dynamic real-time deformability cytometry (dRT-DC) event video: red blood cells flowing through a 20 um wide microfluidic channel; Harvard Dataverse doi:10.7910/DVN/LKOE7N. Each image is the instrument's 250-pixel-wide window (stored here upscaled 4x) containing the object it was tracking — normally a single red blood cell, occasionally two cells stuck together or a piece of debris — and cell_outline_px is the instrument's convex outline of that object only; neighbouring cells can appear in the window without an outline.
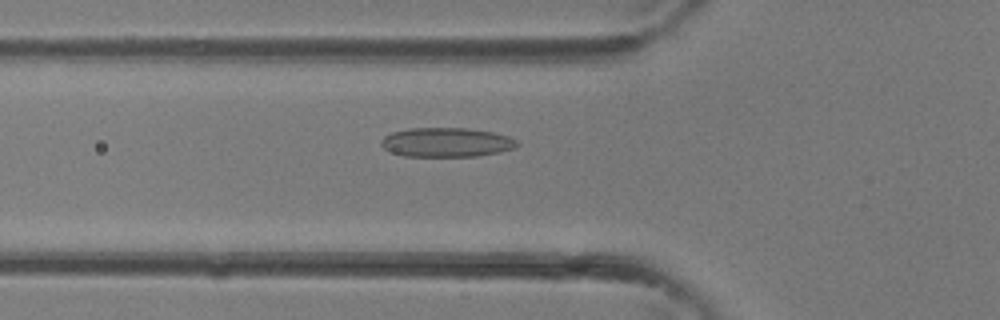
{"species": "common noctule bat (a hibernating species)", "species_latin": "Nyctalus noctula", "temperature_condition": "room temperature", "stored_images_in_passage": 33, "camera_frame_rate_fps": 3000, "um_per_image_px": 0.085, "animal": {"sex": "female"}, "frame": {"image": 1, "passage_image": 13, "time_ms": 4.0, "image_size_px": [1000, 320], "cell_outline_px": [[520, 144], [516, 148], [500, 152], [476, 156], [404, 156], [392, 152], [384, 148], [380, 144], [380, 140], [384, 136], [392, 132], [408, 128], [468, 128], [492, 132], [508, 136], [516, 140]], "centroid_in_image_um": [37.95, 12.09], "position_along_channel_um": 87.8, "area_um2": 23.29}}
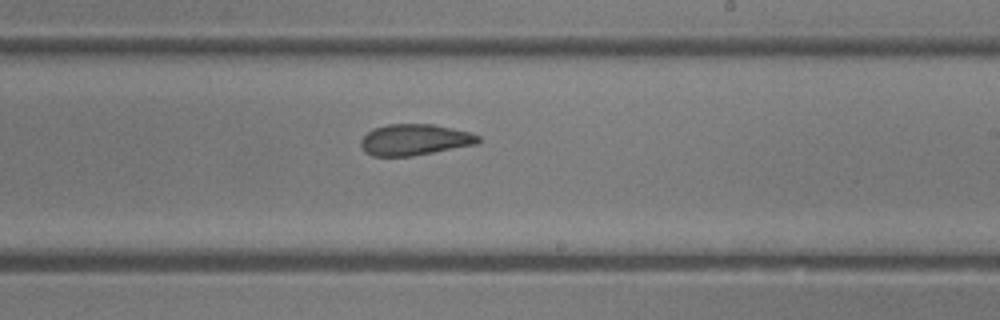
{"frame": {"image": 2, "passage_image": 22, "time_ms": 7.0, "image_size_px": [1000, 320], "cell_outline_px": [[480, 140], [476, 144], [412, 156], [372, 156], [364, 152], [360, 144], [360, 140], [368, 132], [376, 128], [388, 124], [432, 124], [472, 132], [480, 136]], "centroid_in_image_um": [35.24, 11.88], "position_along_channel_um": 253.8, "area_um2": 21.27}}
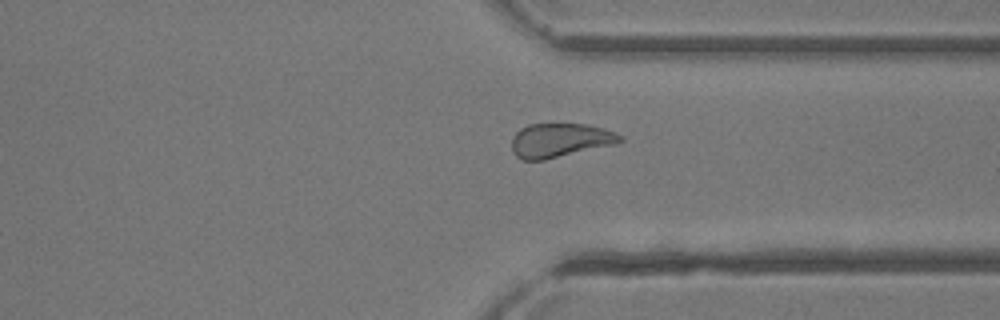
{"frame": {"image": 3, "passage_image": 28, "time_ms": 9.0, "image_size_px": [1000, 320], "cell_outline_px": [[624, 140], [616, 144], [544, 160], [520, 160], [512, 152], [512, 136], [520, 128], [528, 124], [584, 124], [604, 128], [616, 132], [624, 136]], "centroid_in_image_um": [47.6, 11.92], "position_along_channel_um": 363.8, "area_um2": 21.73}}